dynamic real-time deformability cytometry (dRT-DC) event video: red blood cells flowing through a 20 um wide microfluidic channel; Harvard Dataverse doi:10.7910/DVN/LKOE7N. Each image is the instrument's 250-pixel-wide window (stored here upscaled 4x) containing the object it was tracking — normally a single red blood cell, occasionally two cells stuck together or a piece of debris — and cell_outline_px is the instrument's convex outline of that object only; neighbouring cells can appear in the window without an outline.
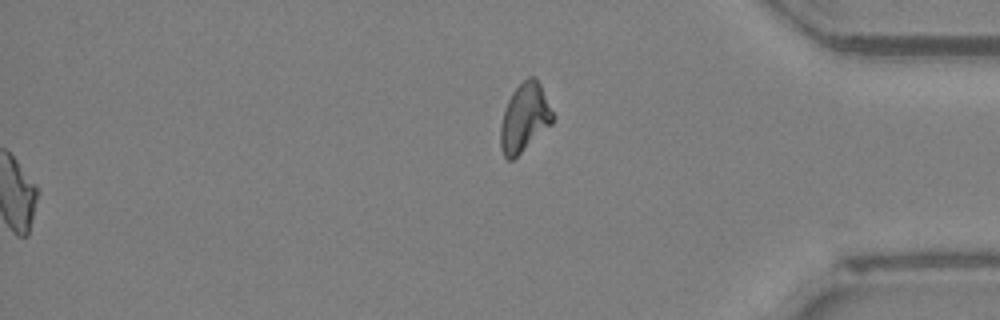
{"species": "Egyptian fruit bat (a non-hibernating species)", "species_latin": "Rousettus aegyptiacus", "temperature_condition": "room temperature", "stored_images_in_passage": 51, "segment_of_instrument_passage": [2, 2], "camera_frame_rate_fps": 3000, "um_per_image_px": 0.085, "animal": {"sex": "female"}, "frame": {"image": 1, "passage_image": 51, "time_ms": 16.667, "image_size_px": [1000, 320], "cell_outline_px": [[556, 116], [552, 124], [512, 160], [508, 160], [504, 156], [500, 148], [500, 128], [504, 108], [512, 92], [528, 76], [536, 76]], "centroid_in_image_um": [44.6, 9.99], "position_along_channel_um": 390.6, "area_um2": 20.92}}